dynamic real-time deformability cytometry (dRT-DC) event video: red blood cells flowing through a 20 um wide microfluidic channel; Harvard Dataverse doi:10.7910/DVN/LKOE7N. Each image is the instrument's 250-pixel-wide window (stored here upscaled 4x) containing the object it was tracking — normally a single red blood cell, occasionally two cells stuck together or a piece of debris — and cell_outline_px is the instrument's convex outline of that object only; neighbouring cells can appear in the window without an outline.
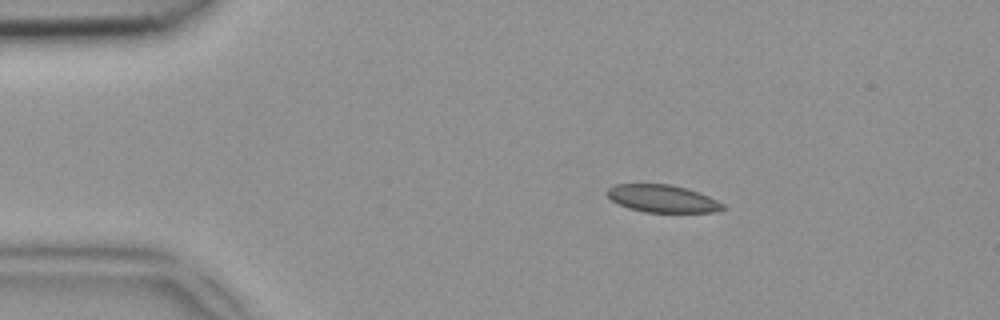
{"species": "common noctule bat (a hibernating species)", "species_latin": "Nyctalus noctula", "temperature_condition": "room temperature", "stored_images_in_passage": 41, "camera_frame_rate_fps": 3000, "um_per_image_px": 0.085, "animal": {"sex": "female", "body_mass_g": 18.4}, "frame": {"image": 1, "passage_image": 1, "time_ms": 0.0, "image_size_px": [1000, 320], "cell_outline_px": [[724, 208], [712, 212], [644, 212], [628, 208], [612, 200], [604, 192], [608, 188], [616, 184], [668, 184], [684, 188], [708, 196], [724, 204]], "centroid_in_image_um": [56.25, 16.88], "position_along_channel_um": 28.7, "area_um2": 18.26}}
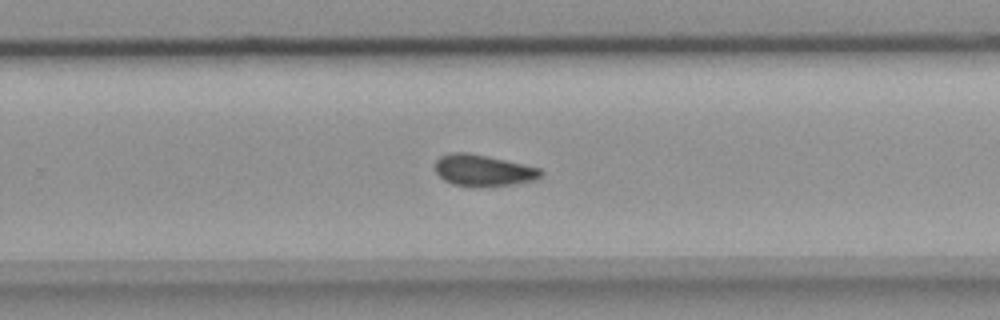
{"frame": {"image": 2, "passage_image": 24, "time_ms": 7.667, "image_size_px": [1000, 320], "cell_outline_px": [[544, 172], [540, 176], [532, 180], [512, 184], [480, 188], [472, 188], [452, 184], [444, 180], [436, 172], [436, 160], [440, 156], [448, 152], [468, 152], [488, 156], [540, 168]], "centroid_in_image_um": [41.03, 14.49], "position_along_channel_um": 288.8, "area_um2": 19.59}}
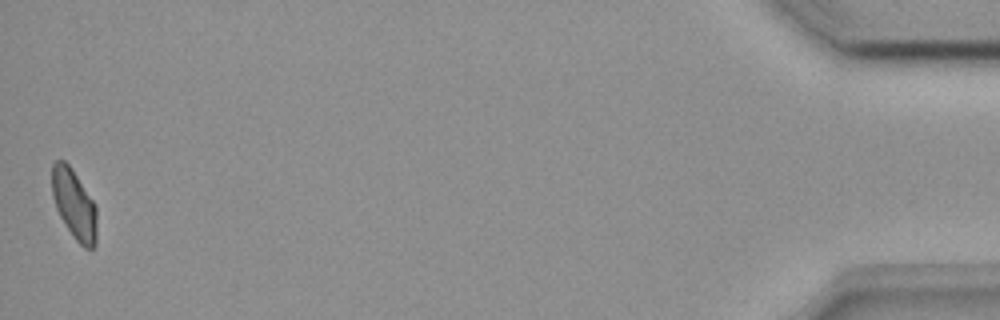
{"frame": {"image": 3, "passage_image": 41, "time_ms": 13.333, "image_size_px": [1000, 320], "cell_outline_px": [[96, 244], [92, 248], [84, 248], [76, 240], [60, 216], [56, 208], [52, 196], [52, 164], [56, 160], [64, 160], [72, 168], [96, 204]], "centroid_in_image_um": [6.31, 17.34], "position_along_channel_um": 428.9, "area_um2": 18.21}}